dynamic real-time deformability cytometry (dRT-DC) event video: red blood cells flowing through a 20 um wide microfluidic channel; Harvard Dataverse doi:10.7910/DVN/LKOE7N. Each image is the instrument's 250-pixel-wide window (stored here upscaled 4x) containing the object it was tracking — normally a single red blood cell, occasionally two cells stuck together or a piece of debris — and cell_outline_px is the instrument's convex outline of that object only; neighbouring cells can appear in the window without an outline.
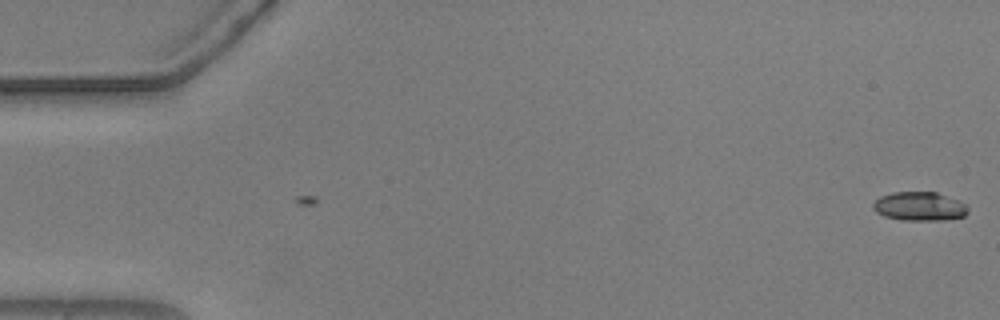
{"species": "common noctule bat (a hibernating species)", "species_latin": "Nyctalus noctula", "temperature_condition": "warm", "stored_images_in_passage": 2, "camera_frame_rate_fps": 3000, "um_per_image_px": 0.085, "animal": {"sex": "male", "body_mass_g": 20.5, "forearm_length_mm": 52.5}, "frame": {"image": 1, "passage_image": 2, "time_ms": 0.333, "image_size_px": [1000, 320], "cell_outline_px": [[968, 212], [964, 216], [944, 220], [900, 220], [884, 216], [876, 212], [872, 208], [872, 204], [880, 196], [892, 192], [936, 192], [956, 200], [964, 204], [968, 208]], "centroid_in_image_um": [78.11, 17.54], "position_along_channel_um": 6.9, "area_um2": 15.9}}